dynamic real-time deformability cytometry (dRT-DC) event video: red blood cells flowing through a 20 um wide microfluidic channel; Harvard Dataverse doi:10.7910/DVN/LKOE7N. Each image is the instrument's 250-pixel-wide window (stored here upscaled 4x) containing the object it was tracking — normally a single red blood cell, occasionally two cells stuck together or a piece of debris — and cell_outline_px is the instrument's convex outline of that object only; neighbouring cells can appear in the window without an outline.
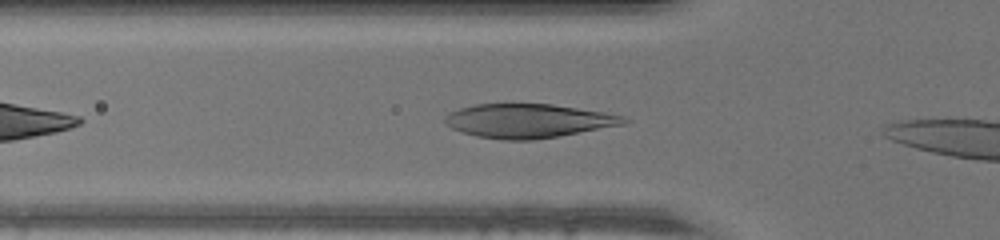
{"species": "human", "species_latin": "Homo sapiens", "temperature_condition": "warm", "stored_images_in_passage": 10, "camera_frame_rate_fps": 3000, "um_per_image_px": 0.085, "donor": {"sex": "male"}, "frame": {"image": 1, "passage_image": 2, "time_ms": 0.333, "image_size_px": [1000, 240], "cell_outline_px": [[632, 120], [628, 124], [560, 136], [532, 140], [500, 140], [476, 136], [452, 128], [444, 120], [444, 116], [448, 112], [460, 108], [476, 104], [552, 104], [604, 112], [624, 116]], "centroid_in_image_um": [44.96, 10.27], "position_along_channel_um": 80.8, "area_um2": 35.6}}
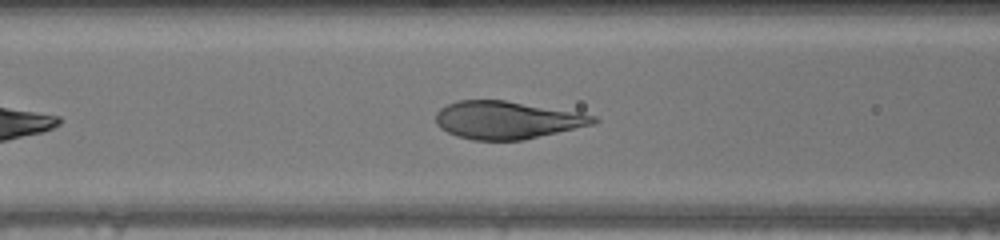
{"frame": {"image": 2, "passage_image": 5, "time_ms": 1.333, "image_size_px": [1000, 240], "cell_outline_px": [[600, 120], [596, 124], [524, 140], [472, 140], [456, 136], [440, 128], [436, 124], [436, 112], [440, 108], [456, 100], [504, 100], [580, 112], [596, 116]], "centroid_in_image_um": [43.12, 10.2], "position_along_channel_um": 123.5, "area_um2": 34.97}}
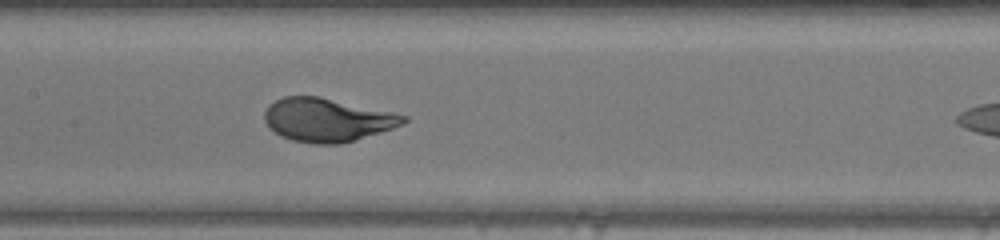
{"frame": {"image": 3, "passage_image": 9, "time_ms": 2.667, "image_size_px": [1000, 240], "cell_outline_px": [[408, 120], [404, 124], [356, 140], [340, 144], [316, 144], [292, 140], [280, 136], [268, 128], [264, 120], [264, 112], [268, 104], [284, 96], [320, 96], [396, 112], [408, 116]], "centroid_in_image_um": [27.82, 10.18], "position_along_channel_um": 179.6, "area_um2": 35.66}}